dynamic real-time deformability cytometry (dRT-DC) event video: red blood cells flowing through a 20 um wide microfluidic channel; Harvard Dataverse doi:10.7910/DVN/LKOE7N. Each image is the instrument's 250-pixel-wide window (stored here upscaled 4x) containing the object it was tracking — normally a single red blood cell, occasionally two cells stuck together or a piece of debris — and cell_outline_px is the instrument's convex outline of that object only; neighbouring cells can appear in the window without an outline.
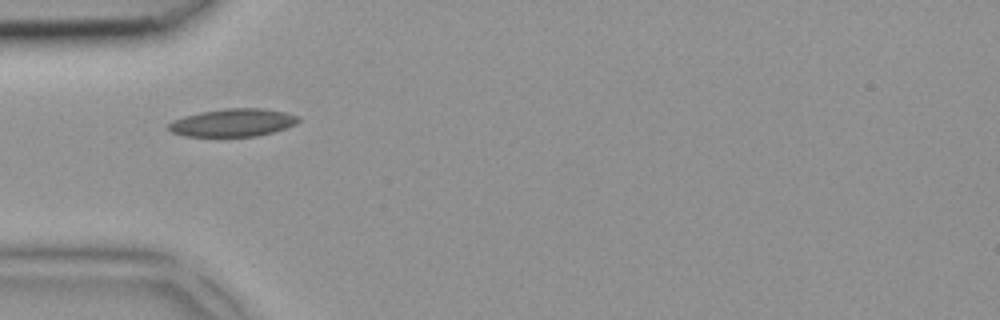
{"species": "common noctule bat (a hibernating species)", "species_latin": "Nyctalus noctula", "temperature_condition": "room temperature", "stored_images_in_passage": 3, "camera_frame_rate_fps": 3000, "um_per_image_px": 0.085, "animal": {"sex": "female", "body_mass_g": 18.4}, "frame": {"image": 1, "passage_image": 1, "time_ms": 0.0, "image_size_px": [1000, 320], "cell_outline_px": [[300, 120], [296, 124], [272, 132], [256, 136], [184, 136], [172, 132], [168, 128], [168, 124], [184, 116], [200, 112], [224, 108], [260, 108], [284, 112], [300, 116]], "centroid_in_image_um": [19.81, 10.42], "position_along_channel_um": 65.2, "area_um2": 20.87}}